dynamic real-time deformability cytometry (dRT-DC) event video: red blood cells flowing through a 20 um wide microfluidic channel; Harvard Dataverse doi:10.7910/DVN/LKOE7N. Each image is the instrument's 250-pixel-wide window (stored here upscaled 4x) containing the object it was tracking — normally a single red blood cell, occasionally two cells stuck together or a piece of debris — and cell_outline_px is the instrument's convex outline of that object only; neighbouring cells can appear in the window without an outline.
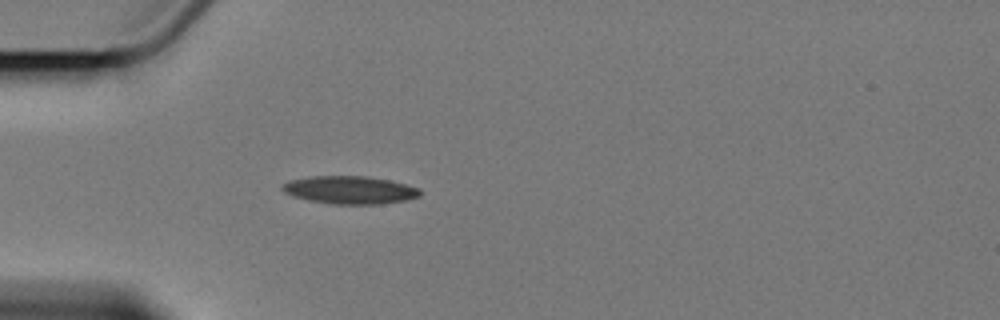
{"species": "Egyptian fruit bat (a non-hibernating species)", "species_latin": "Rousettus aegyptiacus", "temperature_condition": "cold", "stored_images_in_passage": 1, "camera_frame_rate_fps": 3000, "um_per_image_px": 0.085, "animal": {"sex": "female"}, "frame": {"image": 1, "passage_image": 1, "time_ms": 0.0, "image_size_px": [1000, 320], "cell_outline_px": [[420, 196], [408, 200], [380, 204], [332, 204], [308, 200], [292, 196], [284, 192], [280, 188], [284, 184], [292, 180], [312, 176], [364, 176], [388, 180], [420, 188]], "centroid_in_image_um": [29.74, 16.16], "position_along_channel_um": 55.3, "area_um2": 22.25}}